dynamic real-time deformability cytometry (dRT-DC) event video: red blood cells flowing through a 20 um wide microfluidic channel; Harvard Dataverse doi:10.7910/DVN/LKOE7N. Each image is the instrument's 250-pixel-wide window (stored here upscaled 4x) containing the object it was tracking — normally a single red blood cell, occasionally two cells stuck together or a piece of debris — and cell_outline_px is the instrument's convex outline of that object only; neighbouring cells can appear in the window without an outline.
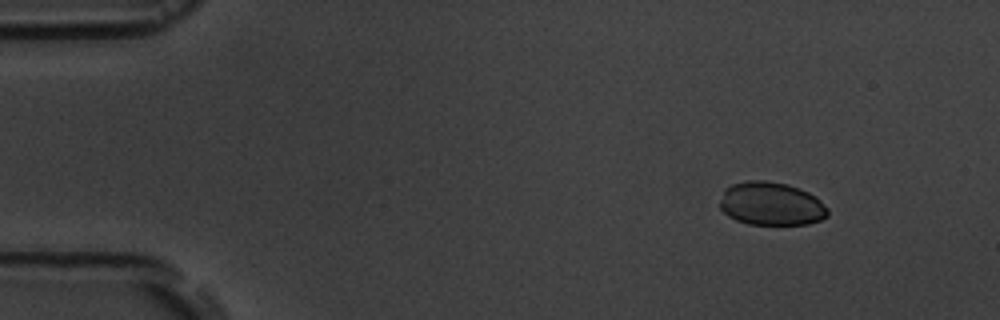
{"species": "common noctule bat (a hibernating species)", "species_latin": "Nyctalus noctula", "temperature_condition": "room temperature", "stored_images_in_passage": 5, "camera_frame_rate_fps": 3000, "um_per_image_px": 0.085, "animal": {"sex": "male", "body_mass_g": 19.5, "forearm_length_mm": 54.6}, "frame": {"image": 1, "passage_image": 1, "time_ms": 0.0, "image_size_px": [1000, 320], "cell_outline_px": [[828, 216], [820, 220], [808, 224], [748, 224], [736, 220], [728, 216], [720, 208], [720, 200], [724, 188], [732, 184], [748, 180], [764, 180], [788, 184], [800, 188], [816, 196], [828, 208]], "centroid_in_image_um": [65.55, 17.31], "position_along_channel_um": 19.4, "area_um2": 27.46}}
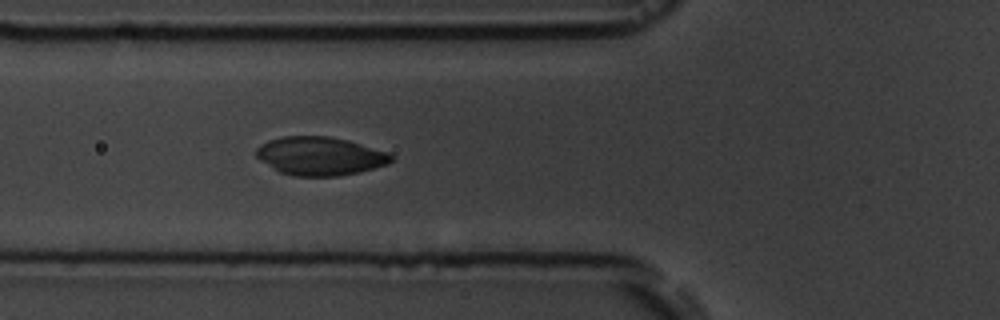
{"frame": {"image": 2, "passage_image": 5, "time_ms": 4.667, "image_size_px": [1000, 320], "cell_outline_px": [[392, 160], [388, 164], [360, 172], [340, 176], [296, 176], [280, 172], [260, 160], [256, 156], [256, 148], [260, 144], [268, 140], [284, 136], [328, 136], [348, 140], [388, 152], [392, 156]], "centroid_in_image_um": [27.2, 13.26], "position_along_channel_um": 98.6, "area_um2": 30.23}}